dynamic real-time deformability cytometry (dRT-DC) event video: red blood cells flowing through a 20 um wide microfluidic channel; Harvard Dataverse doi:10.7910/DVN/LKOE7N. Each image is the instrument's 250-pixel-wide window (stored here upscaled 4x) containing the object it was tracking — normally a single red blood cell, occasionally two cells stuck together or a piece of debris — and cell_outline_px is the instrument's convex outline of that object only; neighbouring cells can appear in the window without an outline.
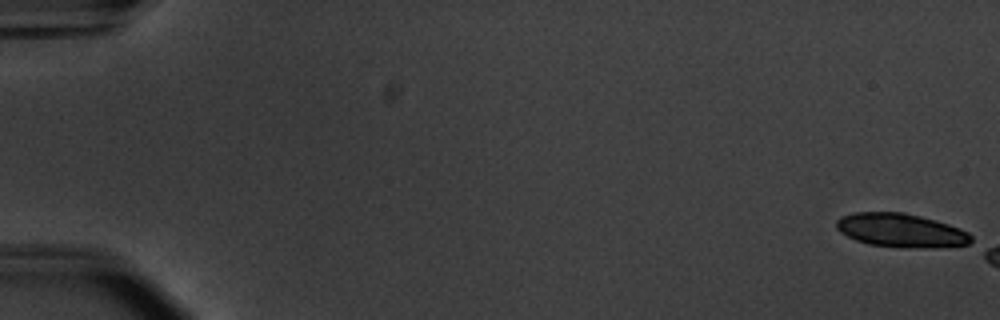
{"species": "common noctule bat (a hibernating species)", "species_latin": "Nyctalus noctula", "temperature_condition": "warm", "stored_images_in_passage": 6, "camera_frame_rate_fps": 3000, "um_per_image_px": 0.085, "animal": {"sex": "male", "body_mass_g": 20.1, "forearm_length_mm": 53.5}, "frame": {"image": 1, "passage_image": 1, "time_ms": 0.0, "image_size_px": [1000, 320], "cell_outline_px": [[972, 240], [968, 244], [936, 248], [912, 248], [868, 244], [856, 240], [840, 232], [836, 228], [836, 220], [840, 216], [852, 212], [904, 212], [936, 220], [960, 228], [968, 232], [972, 236]], "centroid_in_image_um": [76.57, 19.58], "position_along_channel_um": 8.4, "area_um2": 26.65}}